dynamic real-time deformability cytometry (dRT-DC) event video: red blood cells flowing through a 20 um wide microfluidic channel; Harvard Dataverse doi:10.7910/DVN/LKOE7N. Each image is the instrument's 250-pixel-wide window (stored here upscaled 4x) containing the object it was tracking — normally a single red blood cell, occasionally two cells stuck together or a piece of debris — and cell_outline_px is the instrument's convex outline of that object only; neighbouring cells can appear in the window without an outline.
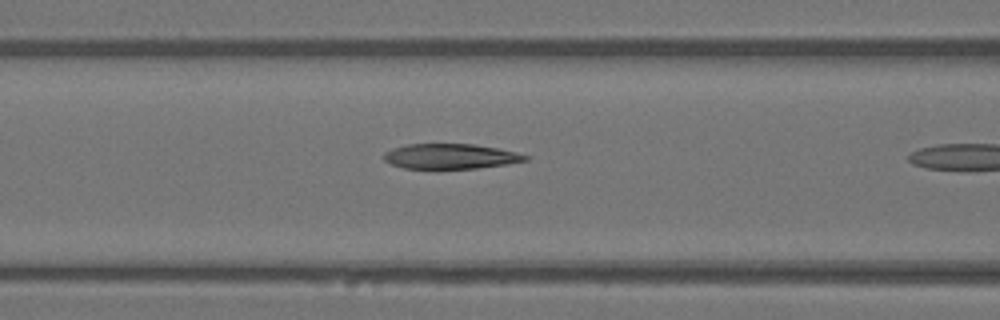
{"species": "Egyptian fruit bat (a non-hibernating species)", "species_latin": "Rousettus aegyptiacus", "temperature_condition": "warm", "stored_images_in_passage": 10, "camera_frame_rate_fps": 3000, "um_per_image_px": 0.085, "animal": {"sex": "female"}, "frame": {"image": 1, "passage_image": 9, "time_ms": 2.667, "image_size_px": [1000, 320], "cell_outline_px": [[532, 156], [528, 160], [504, 164], [476, 168], [404, 168], [392, 164], [384, 160], [384, 152], [392, 148], [408, 144], [472, 144], [496, 148], [516, 152]], "centroid_in_image_um": [38.29, 13.28], "position_along_channel_um": 128.3, "area_um2": 20.46}}